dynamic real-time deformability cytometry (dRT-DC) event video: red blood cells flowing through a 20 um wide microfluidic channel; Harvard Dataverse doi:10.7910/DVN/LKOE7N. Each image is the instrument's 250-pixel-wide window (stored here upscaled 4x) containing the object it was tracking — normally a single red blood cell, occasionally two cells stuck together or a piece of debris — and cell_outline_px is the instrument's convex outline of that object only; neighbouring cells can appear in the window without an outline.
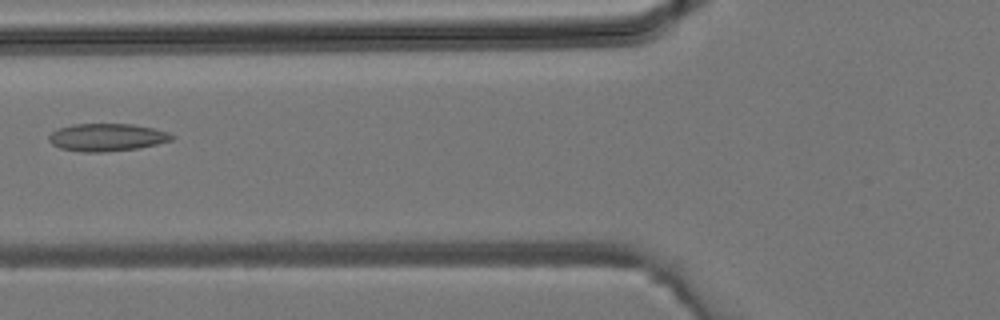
{"species": "common noctule bat (a hibernating species)", "species_latin": "Nyctalus noctula", "temperature_condition": "room temperature", "stored_images_in_passage": 32, "camera_frame_rate_fps": 3000, "um_per_image_px": 0.085, "animal": {"sex": "male", "body_mass_g": 19.2, "forearm_length_mm": 51.8}, "frame": {"image": 1, "passage_image": 9, "time_ms": 2.667, "image_size_px": [1000, 320], "cell_outline_px": [[176, 136], [172, 140], [140, 148], [104, 152], [80, 152], [60, 148], [52, 144], [48, 140], [48, 136], [52, 132], [60, 128], [72, 124], [132, 124], [152, 128], [168, 132]], "centroid_in_image_um": [9.08, 11.68], "position_along_channel_um": 116.7, "area_um2": 19.83}}
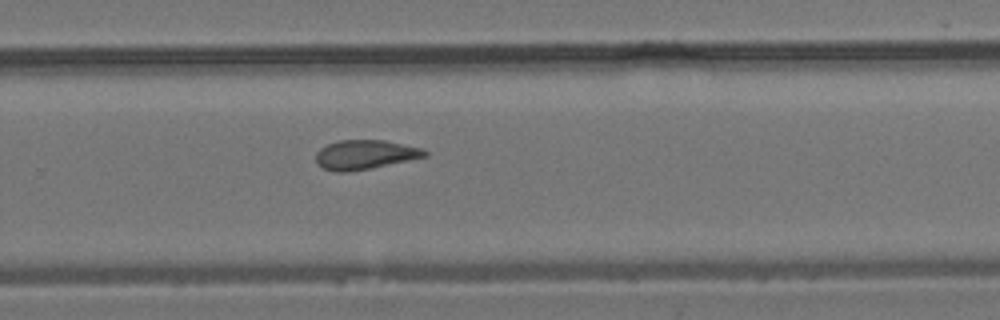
{"frame": {"image": 2, "passage_image": 19, "time_ms": 6.0, "image_size_px": [1000, 320], "cell_outline_px": [[428, 156], [372, 168], [348, 172], [336, 172], [324, 168], [316, 164], [316, 152], [320, 148], [328, 144], [340, 140], [384, 140], [424, 148], [428, 152]], "centroid_in_image_um": [31.04, 13.14], "position_along_channel_um": 298.8, "area_um2": 18.73}}
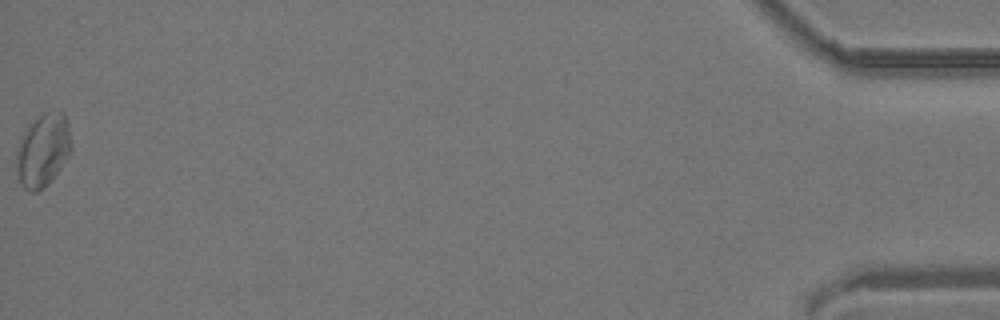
{"frame": {"image": 3, "passage_image": 32, "time_ms": 10.333, "image_size_px": [1000, 320], "cell_outline_px": [[72, 152], [60, 168], [36, 192], [28, 192], [20, 184], [16, 148], [20, 136], [28, 124], [44, 112], [64, 112], [68, 124], [72, 148]], "centroid_in_image_um": [3.65, 12.71], "position_along_channel_um": 431.6, "area_um2": 23.06}}